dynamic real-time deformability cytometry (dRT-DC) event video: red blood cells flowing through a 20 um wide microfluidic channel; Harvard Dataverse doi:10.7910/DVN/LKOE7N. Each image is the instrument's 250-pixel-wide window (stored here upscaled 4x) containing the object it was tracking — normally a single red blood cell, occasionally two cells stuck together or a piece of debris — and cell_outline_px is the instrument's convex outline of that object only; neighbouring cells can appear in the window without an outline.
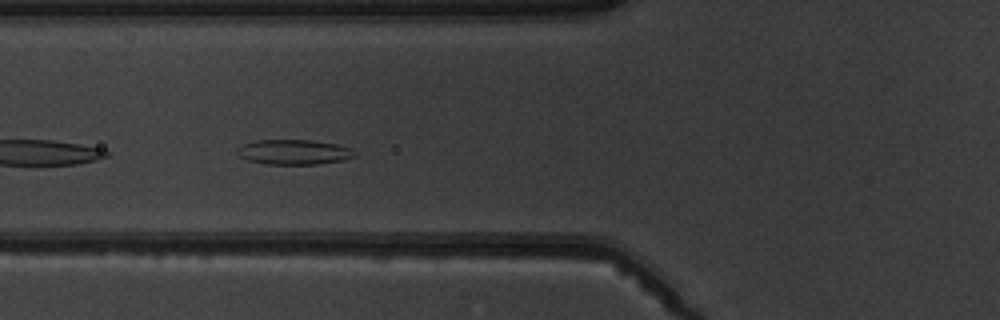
{"species": "common noctule bat (a hibernating species)", "species_latin": "Nyctalus noctula", "temperature_condition": "warm", "stored_images_in_passage": 6, "camera_frame_rate_fps": 3000, "um_per_image_px": 0.085, "animal": {"sex": "male", "body_mass_g": 19.5, "forearm_length_mm": 54.6}, "frame": {"image": 1, "passage_image": 6, "time_ms": 5.667, "image_size_px": [1000, 320], "cell_outline_px": [[356, 156], [340, 160], [320, 164], [264, 164], [248, 160], [240, 156], [236, 152], [236, 148], [244, 144], [256, 140], [312, 140], [336, 144], [352, 148], [356, 152]], "centroid_in_image_um": [24.98, 12.92], "position_along_channel_um": 100.8, "area_um2": 17.11}}